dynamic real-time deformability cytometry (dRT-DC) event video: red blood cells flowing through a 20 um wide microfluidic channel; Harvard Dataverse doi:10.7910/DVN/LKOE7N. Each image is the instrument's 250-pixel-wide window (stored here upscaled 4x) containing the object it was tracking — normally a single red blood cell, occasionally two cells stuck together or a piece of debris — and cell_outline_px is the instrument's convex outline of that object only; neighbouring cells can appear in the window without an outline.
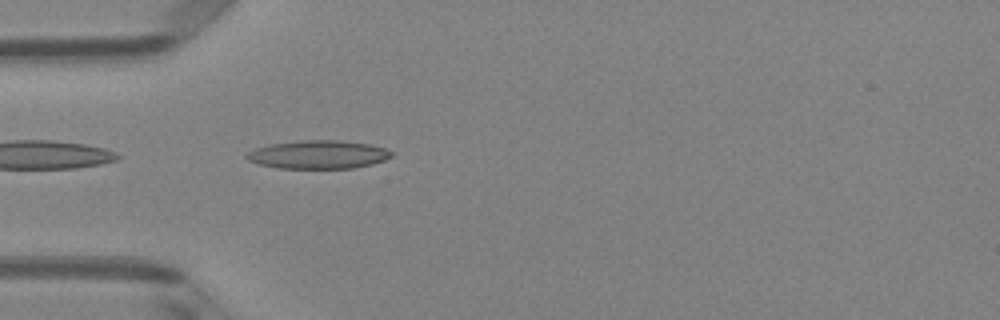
{"species": "Egyptian fruit bat (a non-hibernating species)", "species_latin": "Rousettus aegyptiacus", "temperature_condition": "room temperature", "stored_images_in_passage": 5, "camera_frame_rate_fps": 3000, "um_per_image_px": 0.085, "animal": {"sex": "female"}, "frame": {"image": 1, "passage_image": 5, "time_ms": 1.333, "image_size_px": [1000, 320], "cell_outline_px": [[392, 156], [384, 160], [372, 164], [352, 168], [280, 168], [260, 164], [248, 160], [244, 156], [248, 152], [256, 148], [272, 144], [300, 140], [336, 140], [368, 144], [384, 148], [392, 152]], "centroid_in_image_um": [27.05, 13.14], "position_along_channel_um": 58.0, "area_um2": 23.64}}